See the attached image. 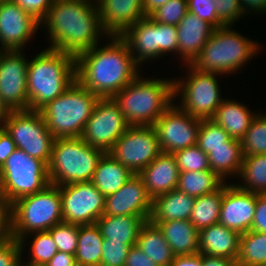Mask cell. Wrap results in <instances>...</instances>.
Here are the masks:
<instances>
[{"label": "cell", "mask_w": 266, "mask_h": 266, "mask_svg": "<svg viewBox=\"0 0 266 266\" xmlns=\"http://www.w3.org/2000/svg\"><path fill=\"white\" fill-rule=\"evenodd\" d=\"M129 126L112 97L100 98L85 124L81 138L87 144L109 152Z\"/></svg>", "instance_id": "4fadbf2b"}, {"label": "cell", "mask_w": 266, "mask_h": 266, "mask_svg": "<svg viewBox=\"0 0 266 266\" xmlns=\"http://www.w3.org/2000/svg\"><path fill=\"white\" fill-rule=\"evenodd\" d=\"M130 247L129 244L104 238L100 266H124Z\"/></svg>", "instance_id": "7bdbcfd3"}, {"label": "cell", "mask_w": 266, "mask_h": 266, "mask_svg": "<svg viewBox=\"0 0 266 266\" xmlns=\"http://www.w3.org/2000/svg\"><path fill=\"white\" fill-rule=\"evenodd\" d=\"M169 0H143V11L145 17H149L162 5H165Z\"/></svg>", "instance_id": "680465c9"}, {"label": "cell", "mask_w": 266, "mask_h": 266, "mask_svg": "<svg viewBox=\"0 0 266 266\" xmlns=\"http://www.w3.org/2000/svg\"><path fill=\"white\" fill-rule=\"evenodd\" d=\"M34 238L31 241L29 262L21 265H46L58 252L56 243L48 231L33 232Z\"/></svg>", "instance_id": "f35d334b"}, {"label": "cell", "mask_w": 266, "mask_h": 266, "mask_svg": "<svg viewBox=\"0 0 266 266\" xmlns=\"http://www.w3.org/2000/svg\"><path fill=\"white\" fill-rule=\"evenodd\" d=\"M96 4L102 28L108 36H121L145 18L143 0H97Z\"/></svg>", "instance_id": "ffe728a7"}, {"label": "cell", "mask_w": 266, "mask_h": 266, "mask_svg": "<svg viewBox=\"0 0 266 266\" xmlns=\"http://www.w3.org/2000/svg\"><path fill=\"white\" fill-rule=\"evenodd\" d=\"M202 266H238L236 259L212 257L202 254Z\"/></svg>", "instance_id": "9f6ffc18"}, {"label": "cell", "mask_w": 266, "mask_h": 266, "mask_svg": "<svg viewBox=\"0 0 266 266\" xmlns=\"http://www.w3.org/2000/svg\"><path fill=\"white\" fill-rule=\"evenodd\" d=\"M173 105L153 125L161 151L172 154L197 144L201 124V119L192 117L178 105Z\"/></svg>", "instance_id": "9a60e30c"}, {"label": "cell", "mask_w": 266, "mask_h": 266, "mask_svg": "<svg viewBox=\"0 0 266 266\" xmlns=\"http://www.w3.org/2000/svg\"><path fill=\"white\" fill-rule=\"evenodd\" d=\"M139 65L149 59H158V22L150 17L137 21L120 36ZM137 54V55H136Z\"/></svg>", "instance_id": "603a6c76"}, {"label": "cell", "mask_w": 266, "mask_h": 266, "mask_svg": "<svg viewBox=\"0 0 266 266\" xmlns=\"http://www.w3.org/2000/svg\"><path fill=\"white\" fill-rule=\"evenodd\" d=\"M108 38L104 47L94 46L75 58L76 80L100 98L113 97L139 75L127 43L120 36Z\"/></svg>", "instance_id": "7a4b0ae2"}, {"label": "cell", "mask_w": 266, "mask_h": 266, "mask_svg": "<svg viewBox=\"0 0 266 266\" xmlns=\"http://www.w3.org/2000/svg\"><path fill=\"white\" fill-rule=\"evenodd\" d=\"M100 97L84 88L77 80L59 97L39 112L50 133L57 138L81 137Z\"/></svg>", "instance_id": "52a82bcc"}, {"label": "cell", "mask_w": 266, "mask_h": 266, "mask_svg": "<svg viewBox=\"0 0 266 266\" xmlns=\"http://www.w3.org/2000/svg\"><path fill=\"white\" fill-rule=\"evenodd\" d=\"M21 254L19 241L9 236L0 243V266H21Z\"/></svg>", "instance_id": "7dc6e473"}, {"label": "cell", "mask_w": 266, "mask_h": 266, "mask_svg": "<svg viewBox=\"0 0 266 266\" xmlns=\"http://www.w3.org/2000/svg\"><path fill=\"white\" fill-rule=\"evenodd\" d=\"M24 11L41 22L47 15L54 0H13Z\"/></svg>", "instance_id": "c3c4849f"}, {"label": "cell", "mask_w": 266, "mask_h": 266, "mask_svg": "<svg viewBox=\"0 0 266 266\" xmlns=\"http://www.w3.org/2000/svg\"><path fill=\"white\" fill-rule=\"evenodd\" d=\"M10 237L25 247V238L33 232L48 231L63 222L59 186L49 184L38 193L17 199L9 206Z\"/></svg>", "instance_id": "5b68a950"}, {"label": "cell", "mask_w": 266, "mask_h": 266, "mask_svg": "<svg viewBox=\"0 0 266 266\" xmlns=\"http://www.w3.org/2000/svg\"><path fill=\"white\" fill-rule=\"evenodd\" d=\"M208 159L210 170L223 180H226L228 175L238 176L243 162L241 140L230 138V146L213 148L208 154Z\"/></svg>", "instance_id": "1f68e13d"}, {"label": "cell", "mask_w": 266, "mask_h": 266, "mask_svg": "<svg viewBox=\"0 0 266 266\" xmlns=\"http://www.w3.org/2000/svg\"><path fill=\"white\" fill-rule=\"evenodd\" d=\"M252 231L266 232V194H257Z\"/></svg>", "instance_id": "681fc988"}, {"label": "cell", "mask_w": 266, "mask_h": 266, "mask_svg": "<svg viewBox=\"0 0 266 266\" xmlns=\"http://www.w3.org/2000/svg\"><path fill=\"white\" fill-rule=\"evenodd\" d=\"M11 110L0 98V128L4 126L5 120L8 118Z\"/></svg>", "instance_id": "91938a15"}, {"label": "cell", "mask_w": 266, "mask_h": 266, "mask_svg": "<svg viewBox=\"0 0 266 266\" xmlns=\"http://www.w3.org/2000/svg\"><path fill=\"white\" fill-rule=\"evenodd\" d=\"M58 251L75 255L78 243L79 225L61 222L48 230Z\"/></svg>", "instance_id": "60d3db41"}, {"label": "cell", "mask_w": 266, "mask_h": 266, "mask_svg": "<svg viewBox=\"0 0 266 266\" xmlns=\"http://www.w3.org/2000/svg\"><path fill=\"white\" fill-rule=\"evenodd\" d=\"M239 177L244 181V185L235 184L238 188L256 194H266V154L243 156Z\"/></svg>", "instance_id": "e575fe53"}, {"label": "cell", "mask_w": 266, "mask_h": 266, "mask_svg": "<svg viewBox=\"0 0 266 266\" xmlns=\"http://www.w3.org/2000/svg\"><path fill=\"white\" fill-rule=\"evenodd\" d=\"M189 66V67H188ZM188 78L173 80L174 97L180 93L179 107L192 117L207 120L212 119L217 108L224 100L220 93L219 83L215 73L200 72L190 64H186Z\"/></svg>", "instance_id": "30bf717a"}, {"label": "cell", "mask_w": 266, "mask_h": 266, "mask_svg": "<svg viewBox=\"0 0 266 266\" xmlns=\"http://www.w3.org/2000/svg\"><path fill=\"white\" fill-rule=\"evenodd\" d=\"M225 25L215 28L202 51L190 64L200 72L233 74L260 51L259 43L249 40Z\"/></svg>", "instance_id": "8992f818"}, {"label": "cell", "mask_w": 266, "mask_h": 266, "mask_svg": "<svg viewBox=\"0 0 266 266\" xmlns=\"http://www.w3.org/2000/svg\"><path fill=\"white\" fill-rule=\"evenodd\" d=\"M239 1L244 14L249 13L251 10L256 11L260 14L263 11L266 13V0H239Z\"/></svg>", "instance_id": "6f0895ef"}, {"label": "cell", "mask_w": 266, "mask_h": 266, "mask_svg": "<svg viewBox=\"0 0 266 266\" xmlns=\"http://www.w3.org/2000/svg\"><path fill=\"white\" fill-rule=\"evenodd\" d=\"M253 113L244 104L224 99L211 120L221 126L231 138L241 140L257 115Z\"/></svg>", "instance_id": "4316f807"}, {"label": "cell", "mask_w": 266, "mask_h": 266, "mask_svg": "<svg viewBox=\"0 0 266 266\" xmlns=\"http://www.w3.org/2000/svg\"><path fill=\"white\" fill-rule=\"evenodd\" d=\"M133 175L121 162L106 152L96 167L92 182L107 197L117 192Z\"/></svg>", "instance_id": "f1b7e54d"}, {"label": "cell", "mask_w": 266, "mask_h": 266, "mask_svg": "<svg viewBox=\"0 0 266 266\" xmlns=\"http://www.w3.org/2000/svg\"><path fill=\"white\" fill-rule=\"evenodd\" d=\"M49 184L48 165L21 149L17 148L0 167V200L8 206Z\"/></svg>", "instance_id": "9c48e42d"}, {"label": "cell", "mask_w": 266, "mask_h": 266, "mask_svg": "<svg viewBox=\"0 0 266 266\" xmlns=\"http://www.w3.org/2000/svg\"><path fill=\"white\" fill-rule=\"evenodd\" d=\"M10 236L9 206L0 200V243Z\"/></svg>", "instance_id": "f5cc1de1"}, {"label": "cell", "mask_w": 266, "mask_h": 266, "mask_svg": "<svg viewBox=\"0 0 266 266\" xmlns=\"http://www.w3.org/2000/svg\"><path fill=\"white\" fill-rule=\"evenodd\" d=\"M224 182L213 171H185L179 172L177 189L196 198L218 190Z\"/></svg>", "instance_id": "836d02e7"}, {"label": "cell", "mask_w": 266, "mask_h": 266, "mask_svg": "<svg viewBox=\"0 0 266 266\" xmlns=\"http://www.w3.org/2000/svg\"><path fill=\"white\" fill-rule=\"evenodd\" d=\"M41 23L13 0H0V46L4 50L23 51V47Z\"/></svg>", "instance_id": "e0dca14e"}, {"label": "cell", "mask_w": 266, "mask_h": 266, "mask_svg": "<svg viewBox=\"0 0 266 266\" xmlns=\"http://www.w3.org/2000/svg\"><path fill=\"white\" fill-rule=\"evenodd\" d=\"M216 3L217 16L224 25L233 26L243 17L244 12L239 0H213Z\"/></svg>", "instance_id": "bcb514c9"}, {"label": "cell", "mask_w": 266, "mask_h": 266, "mask_svg": "<svg viewBox=\"0 0 266 266\" xmlns=\"http://www.w3.org/2000/svg\"><path fill=\"white\" fill-rule=\"evenodd\" d=\"M177 26L158 23V57L174 52L178 54Z\"/></svg>", "instance_id": "f6af8a7d"}, {"label": "cell", "mask_w": 266, "mask_h": 266, "mask_svg": "<svg viewBox=\"0 0 266 266\" xmlns=\"http://www.w3.org/2000/svg\"><path fill=\"white\" fill-rule=\"evenodd\" d=\"M152 198L138 174H134L117 192L105 197V216L150 217Z\"/></svg>", "instance_id": "d6986e66"}, {"label": "cell", "mask_w": 266, "mask_h": 266, "mask_svg": "<svg viewBox=\"0 0 266 266\" xmlns=\"http://www.w3.org/2000/svg\"><path fill=\"white\" fill-rule=\"evenodd\" d=\"M179 172L211 171L208 155L196 144L173 153Z\"/></svg>", "instance_id": "ab89813d"}, {"label": "cell", "mask_w": 266, "mask_h": 266, "mask_svg": "<svg viewBox=\"0 0 266 266\" xmlns=\"http://www.w3.org/2000/svg\"><path fill=\"white\" fill-rule=\"evenodd\" d=\"M138 175L152 199L178 186L179 169L172 153L162 152Z\"/></svg>", "instance_id": "7402d4cb"}, {"label": "cell", "mask_w": 266, "mask_h": 266, "mask_svg": "<svg viewBox=\"0 0 266 266\" xmlns=\"http://www.w3.org/2000/svg\"><path fill=\"white\" fill-rule=\"evenodd\" d=\"M21 266H46V265H21Z\"/></svg>", "instance_id": "94428289"}, {"label": "cell", "mask_w": 266, "mask_h": 266, "mask_svg": "<svg viewBox=\"0 0 266 266\" xmlns=\"http://www.w3.org/2000/svg\"><path fill=\"white\" fill-rule=\"evenodd\" d=\"M124 266H158L137 245L131 246Z\"/></svg>", "instance_id": "f907efd6"}, {"label": "cell", "mask_w": 266, "mask_h": 266, "mask_svg": "<svg viewBox=\"0 0 266 266\" xmlns=\"http://www.w3.org/2000/svg\"><path fill=\"white\" fill-rule=\"evenodd\" d=\"M240 236L239 232L220 223L201 229L199 231V253L237 260Z\"/></svg>", "instance_id": "cb8c5ba5"}, {"label": "cell", "mask_w": 266, "mask_h": 266, "mask_svg": "<svg viewBox=\"0 0 266 266\" xmlns=\"http://www.w3.org/2000/svg\"><path fill=\"white\" fill-rule=\"evenodd\" d=\"M133 174H139L162 151L154 126H129L108 152Z\"/></svg>", "instance_id": "7c38bea8"}, {"label": "cell", "mask_w": 266, "mask_h": 266, "mask_svg": "<svg viewBox=\"0 0 266 266\" xmlns=\"http://www.w3.org/2000/svg\"><path fill=\"white\" fill-rule=\"evenodd\" d=\"M150 217L102 215L96 224L103 238L135 246L140 229Z\"/></svg>", "instance_id": "83f0119b"}, {"label": "cell", "mask_w": 266, "mask_h": 266, "mask_svg": "<svg viewBox=\"0 0 266 266\" xmlns=\"http://www.w3.org/2000/svg\"><path fill=\"white\" fill-rule=\"evenodd\" d=\"M238 266H260L266 263V232L248 231L240 236Z\"/></svg>", "instance_id": "d590c367"}, {"label": "cell", "mask_w": 266, "mask_h": 266, "mask_svg": "<svg viewBox=\"0 0 266 266\" xmlns=\"http://www.w3.org/2000/svg\"><path fill=\"white\" fill-rule=\"evenodd\" d=\"M222 200L223 185L212 193L195 198L189 220L198 231L218 223Z\"/></svg>", "instance_id": "d6a6232c"}, {"label": "cell", "mask_w": 266, "mask_h": 266, "mask_svg": "<svg viewBox=\"0 0 266 266\" xmlns=\"http://www.w3.org/2000/svg\"><path fill=\"white\" fill-rule=\"evenodd\" d=\"M17 149L11 135L4 127L0 128V167L7 158Z\"/></svg>", "instance_id": "816d5d0a"}, {"label": "cell", "mask_w": 266, "mask_h": 266, "mask_svg": "<svg viewBox=\"0 0 266 266\" xmlns=\"http://www.w3.org/2000/svg\"><path fill=\"white\" fill-rule=\"evenodd\" d=\"M173 79H143L139 74L112 98L130 126H153L173 104Z\"/></svg>", "instance_id": "277c9868"}, {"label": "cell", "mask_w": 266, "mask_h": 266, "mask_svg": "<svg viewBox=\"0 0 266 266\" xmlns=\"http://www.w3.org/2000/svg\"><path fill=\"white\" fill-rule=\"evenodd\" d=\"M187 5L189 12L215 28L225 26L217 16L216 3L213 0H187Z\"/></svg>", "instance_id": "ee69618b"}, {"label": "cell", "mask_w": 266, "mask_h": 266, "mask_svg": "<svg viewBox=\"0 0 266 266\" xmlns=\"http://www.w3.org/2000/svg\"><path fill=\"white\" fill-rule=\"evenodd\" d=\"M63 222L92 225L103 215L105 196L92 181L59 186Z\"/></svg>", "instance_id": "5bb4252c"}, {"label": "cell", "mask_w": 266, "mask_h": 266, "mask_svg": "<svg viewBox=\"0 0 266 266\" xmlns=\"http://www.w3.org/2000/svg\"><path fill=\"white\" fill-rule=\"evenodd\" d=\"M195 197L174 189L153 198L149 220H189Z\"/></svg>", "instance_id": "484cf974"}, {"label": "cell", "mask_w": 266, "mask_h": 266, "mask_svg": "<svg viewBox=\"0 0 266 266\" xmlns=\"http://www.w3.org/2000/svg\"><path fill=\"white\" fill-rule=\"evenodd\" d=\"M46 266H77V264L75 255L58 251L51 260L46 263Z\"/></svg>", "instance_id": "db71d44e"}, {"label": "cell", "mask_w": 266, "mask_h": 266, "mask_svg": "<svg viewBox=\"0 0 266 266\" xmlns=\"http://www.w3.org/2000/svg\"><path fill=\"white\" fill-rule=\"evenodd\" d=\"M3 127L18 149L48 165L55 138L39 111H11Z\"/></svg>", "instance_id": "8fae6325"}, {"label": "cell", "mask_w": 266, "mask_h": 266, "mask_svg": "<svg viewBox=\"0 0 266 266\" xmlns=\"http://www.w3.org/2000/svg\"><path fill=\"white\" fill-rule=\"evenodd\" d=\"M136 245L158 266H170L175 255L159 227L150 220L145 221L137 237Z\"/></svg>", "instance_id": "f546056e"}, {"label": "cell", "mask_w": 266, "mask_h": 266, "mask_svg": "<svg viewBox=\"0 0 266 266\" xmlns=\"http://www.w3.org/2000/svg\"><path fill=\"white\" fill-rule=\"evenodd\" d=\"M4 51H5V50L2 49V48L0 47V56L2 55V53H3Z\"/></svg>", "instance_id": "6125c7cd"}, {"label": "cell", "mask_w": 266, "mask_h": 266, "mask_svg": "<svg viewBox=\"0 0 266 266\" xmlns=\"http://www.w3.org/2000/svg\"><path fill=\"white\" fill-rule=\"evenodd\" d=\"M21 50H5L0 56V98L11 111L29 110L27 69Z\"/></svg>", "instance_id": "2e32d148"}, {"label": "cell", "mask_w": 266, "mask_h": 266, "mask_svg": "<svg viewBox=\"0 0 266 266\" xmlns=\"http://www.w3.org/2000/svg\"><path fill=\"white\" fill-rule=\"evenodd\" d=\"M215 27L187 12L177 25L178 55L185 64H191L212 36Z\"/></svg>", "instance_id": "44dd1931"}, {"label": "cell", "mask_w": 266, "mask_h": 266, "mask_svg": "<svg viewBox=\"0 0 266 266\" xmlns=\"http://www.w3.org/2000/svg\"><path fill=\"white\" fill-rule=\"evenodd\" d=\"M256 204V193L225 182L218 223L240 234L246 233L251 230Z\"/></svg>", "instance_id": "ac0fdd59"}, {"label": "cell", "mask_w": 266, "mask_h": 266, "mask_svg": "<svg viewBox=\"0 0 266 266\" xmlns=\"http://www.w3.org/2000/svg\"><path fill=\"white\" fill-rule=\"evenodd\" d=\"M95 2L54 0L46 17L40 22L48 31V38L52 44L48 48L76 58L81 53L98 46L101 35L109 37L102 28Z\"/></svg>", "instance_id": "6da1fadb"}, {"label": "cell", "mask_w": 266, "mask_h": 266, "mask_svg": "<svg viewBox=\"0 0 266 266\" xmlns=\"http://www.w3.org/2000/svg\"><path fill=\"white\" fill-rule=\"evenodd\" d=\"M243 156L266 154V114H258L241 139Z\"/></svg>", "instance_id": "8d00e7d4"}, {"label": "cell", "mask_w": 266, "mask_h": 266, "mask_svg": "<svg viewBox=\"0 0 266 266\" xmlns=\"http://www.w3.org/2000/svg\"><path fill=\"white\" fill-rule=\"evenodd\" d=\"M105 153L87 144L81 137L55 139L48 163L50 184L61 186L92 181Z\"/></svg>", "instance_id": "ba28073f"}, {"label": "cell", "mask_w": 266, "mask_h": 266, "mask_svg": "<svg viewBox=\"0 0 266 266\" xmlns=\"http://www.w3.org/2000/svg\"><path fill=\"white\" fill-rule=\"evenodd\" d=\"M188 12L187 0H169L149 17L162 24L178 25Z\"/></svg>", "instance_id": "b9f144b4"}, {"label": "cell", "mask_w": 266, "mask_h": 266, "mask_svg": "<svg viewBox=\"0 0 266 266\" xmlns=\"http://www.w3.org/2000/svg\"><path fill=\"white\" fill-rule=\"evenodd\" d=\"M156 224L175 256L199 253V231L190 220L152 222Z\"/></svg>", "instance_id": "d4e9b609"}, {"label": "cell", "mask_w": 266, "mask_h": 266, "mask_svg": "<svg viewBox=\"0 0 266 266\" xmlns=\"http://www.w3.org/2000/svg\"><path fill=\"white\" fill-rule=\"evenodd\" d=\"M170 266H202V254L175 256Z\"/></svg>", "instance_id": "11a10c76"}, {"label": "cell", "mask_w": 266, "mask_h": 266, "mask_svg": "<svg viewBox=\"0 0 266 266\" xmlns=\"http://www.w3.org/2000/svg\"><path fill=\"white\" fill-rule=\"evenodd\" d=\"M103 239L97 224L79 225L75 252L77 266H100Z\"/></svg>", "instance_id": "4dcf8cb0"}, {"label": "cell", "mask_w": 266, "mask_h": 266, "mask_svg": "<svg viewBox=\"0 0 266 266\" xmlns=\"http://www.w3.org/2000/svg\"><path fill=\"white\" fill-rule=\"evenodd\" d=\"M230 138L228 133L213 120H201L197 145L207 155L218 146H230Z\"/></svg>", "instance_id": "74e56055"}, {"label": "cell", "mask_w": 266, "mask_h": 266, "mask_svg": "<svg viewBox=\"0 0 266 266\" xmlns=\"http://www.w3.org/2000/svg\"><path fill=\"white\" fill-rule=\"evenodd\" d=\"M76 80L75 58L46 48L29 60L27 93L29 110L39 111L64 93Z\"/></svg>", "instance_id": "3957f363"}]
</instances>
